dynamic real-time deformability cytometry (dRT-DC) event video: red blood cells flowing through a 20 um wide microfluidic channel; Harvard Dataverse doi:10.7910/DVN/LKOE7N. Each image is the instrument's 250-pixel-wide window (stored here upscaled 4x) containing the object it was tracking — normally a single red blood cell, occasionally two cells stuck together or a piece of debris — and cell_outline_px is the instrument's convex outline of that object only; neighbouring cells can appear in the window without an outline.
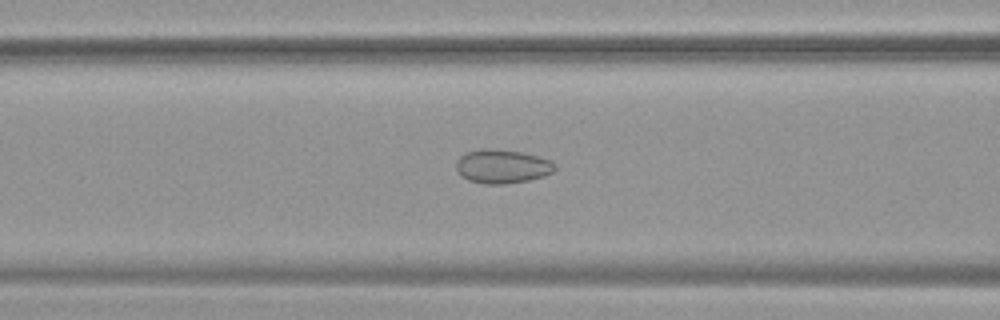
{"species": "common noctule bat (a hibernating species)", "species_latin": "Nyctalus noctula", "temperature_condition": "warm", "stored_images_in_passage": 55, "camera_frame_rate_fps": 3000, "um_per_image_px": 0.085, "animal": {"sex": "female", "body_mass_g": 19.9}, "frame": {"image": 1, "passage_image": 23, "time_ms": 7.333, "image_size_px": [1000, 320], "cell_outline_px": [[556, 168], [552, 172], [544, 176], [528, 180], [504, 184], [484, 184], [468, 180], [460, 176], [456, 168], [456, 160], [464, 152], [480, 148], [496, 148], [520, 152], [536, 156], [548, 160], [556, 164]], "centroid_in_image_um": [42.63, 14.13], "position_along_channel_um": 124.0, "area_um2": 19.65}}
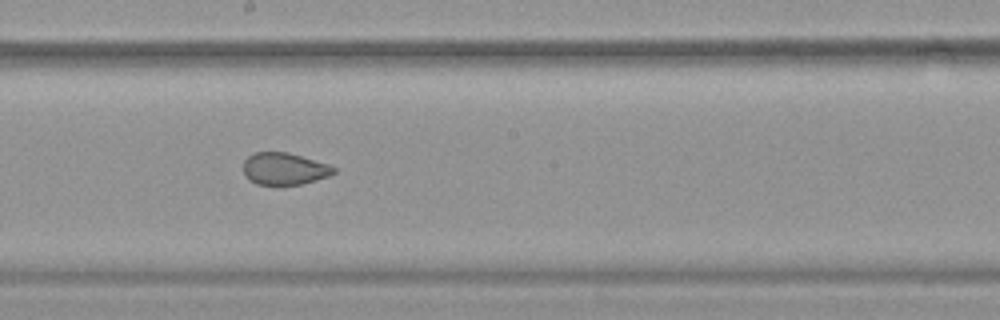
{"frame": {"image": 2, "passage_image": 31, "time_ms": 10.0, "image_size_px": [1000, 320], "cell_outline_px": [[336, 172], [328, 176], [316, 180], [300, 184], [256, 184], [248, 180], [244, 176], [244, 160], [252, 152], [288, 152], [328, 164], [336, 168]], "centroid_in_image_um": [24.14, 14.33], "position_along_channel_um": 224.1, "area_um2": 16.88}}
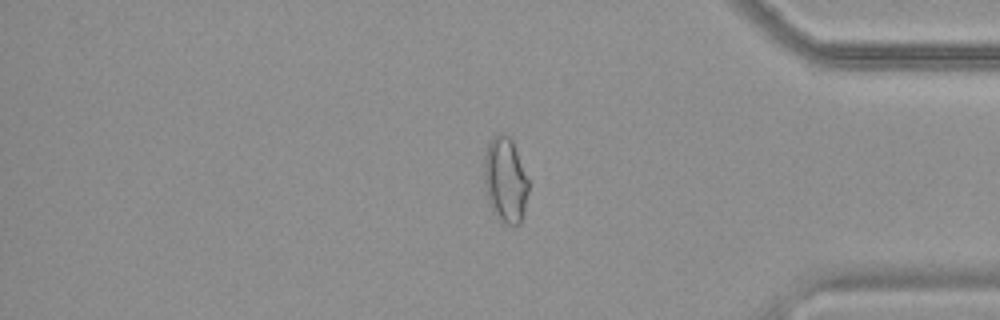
{"frame": {"image": 3, "passage_image": 46, "time_ms": 15.0, "image_size_px": [1000, 320], "cell_outline_px": [[528, 192], [524, 212], [520, 224], [516, 228], [504, 224], [492, 212], [488, 204], [484, 180], [484, 156], [488, 144], [492, 136], [496, 132], [504, 132], [512, 140], [528, 180]], "centroid_in_image_um": [42.93, 15.33], "position_along_channel_um": 392.3, "area_um2": 22.48}}